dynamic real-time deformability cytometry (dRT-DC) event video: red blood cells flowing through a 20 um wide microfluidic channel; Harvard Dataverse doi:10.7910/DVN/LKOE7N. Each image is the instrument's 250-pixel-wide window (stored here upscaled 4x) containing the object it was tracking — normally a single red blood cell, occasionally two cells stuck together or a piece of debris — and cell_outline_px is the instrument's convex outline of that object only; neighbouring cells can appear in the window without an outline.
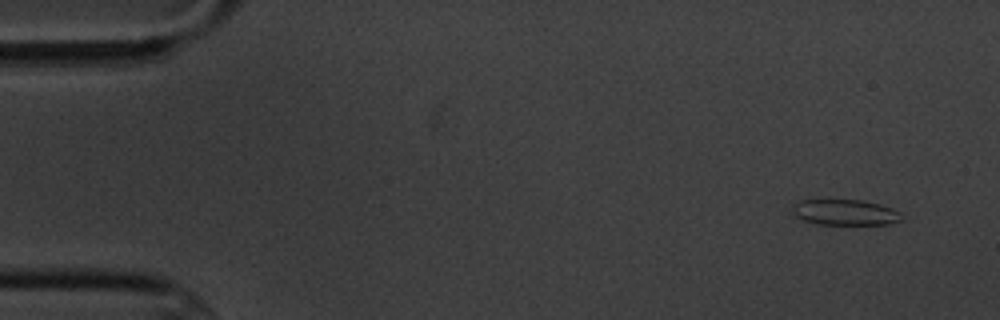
{"species": "common noctule bat (a hibernating species)", "species_latin": "Nyctalus noctula", "temperature_condition": "cold", "stored_images_in_passage": 6, "camera_frame_rate_fps": 3000, "um_per_image_px": 0.085, "animal": {"sex": "male", "body_mass_g": 20.1, "forearm_length_mm": 53.5}, "frame": {"image": 1, "passage_image": 1, "time_ms": 0.0, "image_size_px": [1000, 320], "cell_outline_px": [[904, 220], [888, 224], [816, 224], [804, 220], [796, 216], [792, 212], [792, 208], [800, 200], [860, 200], [880, 204], [892, 208], [900, 212]], "centroid_in_image_um": [71.87, 18.05], "position_along_channel_um": 13.1, "area_um2": 16.3}}
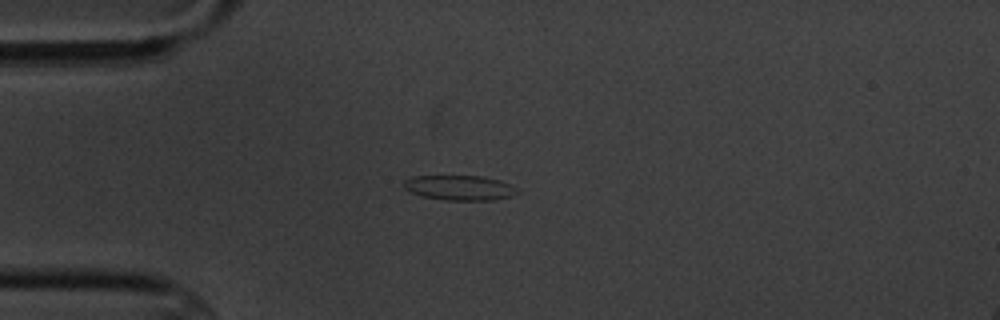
{"frame": {"image": 2, "passage_image": 4, "time_ms": 3.667, "image_size_px": [1000, 320], "cell_outline_px": [[520, 192], [512, 196], [492, 200], [448, 200], [420, 196], [404, 188], [404, 180], [412, 176], [484, 176], [500, 180], [516, 188]], "centroid_in_image_um": [39.07, 15.96], "position_along_channel_um": 45.9, "area_um2": 16.47}}
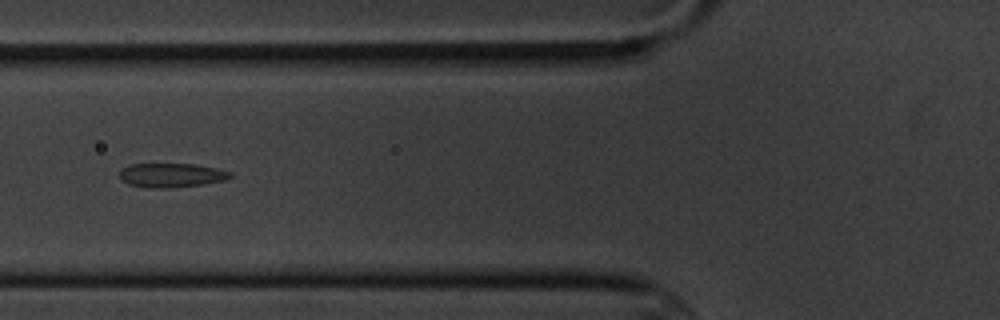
{"frame": {"image": 3, "passage_image": 6, "time_ms": 6.0, "image_size_px": [1000, 320], "cell_outline_px": [[232, 176], [224, 180], [200, 184], [164, 188], [144, 188], [128, 184], [120, 180], [120, 172], [128, 164], [196, 164], [216, 168], [232, 172]], "centroid_in_image_um": [14.53, 14.89], "position_along_channel_um": 111.3, "area_um2": 15.49}}